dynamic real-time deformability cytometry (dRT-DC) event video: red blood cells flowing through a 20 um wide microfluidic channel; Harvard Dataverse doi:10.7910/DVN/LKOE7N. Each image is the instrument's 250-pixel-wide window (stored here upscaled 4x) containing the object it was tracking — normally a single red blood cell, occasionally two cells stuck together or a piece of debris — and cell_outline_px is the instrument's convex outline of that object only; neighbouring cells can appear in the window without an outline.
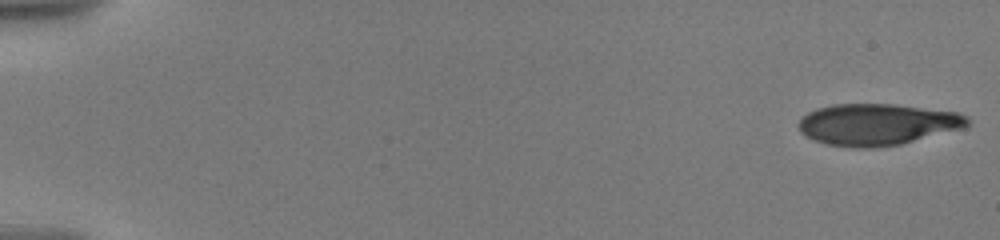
{"species": "human", "species_latin": "Homo sapiens", "temperature_condition": "warm", "stored_images_in_passage": 40, "camera_frame_rate_fps": 3000, "um_per_image_px": 0.085, "donor": {"sex": "male"}, "frame": {"image": 1, "passage_image": 1, "time_ms": 0.0, "image_size_px": [1000, 240], "cell_outline_px": [[972, 120], [964, 128], [900, 144], [876, 148], [856, 148], [828, 144], [816, 140], [800, 132], [796, 124], [808, 112], [816, 108], [832, 104], [892, 104], [960, 112], [968, 116]], "centroid_in_image_um": [74.59, 10.57], "position_along_channel_um": 10.4, "area_um2": 41.04}}
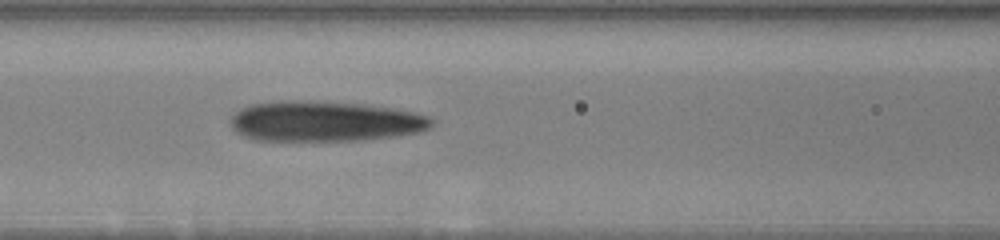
{"frame": {"image": 2, "passage_image": 23, "time_ms": 8.333, "image_size_px": [1000, 240], "cell_outline_px": [[436, 120], [428, 128], [420, 132], [396, 136], [364, 140], [256, 140], [244, 136], [236, 132], [232, 128], [228, 120], [240, 108], [252, 104], [280, 100], [296, 100], [368, 104], [396, 108], [428, 116]], "centroid_in_image_um": [27.61, 10.3], "position_along_channel_um": 139.0, "area_um2": 47.63}}
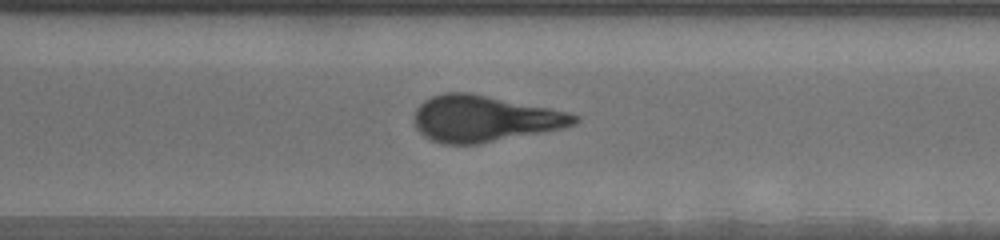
{"frame": {"image": 3, "passage_image": 40, "time_ms": 13.667, "image_size_px": [1000, 240], "cell_outline_px": [[580, 120], [576, 124], [564, 128], [544, 132], [476, 144], [440, 144], [424, 136], [416, 128], [416, 108], [424, 100], [432, 96], [444, 92], [472, 92], [568, 112], [580, 116]], "centroid_in_image_um": [41.19, 10.08], "position_along_channel_um": 329.4, "area_um2": 43.23}}